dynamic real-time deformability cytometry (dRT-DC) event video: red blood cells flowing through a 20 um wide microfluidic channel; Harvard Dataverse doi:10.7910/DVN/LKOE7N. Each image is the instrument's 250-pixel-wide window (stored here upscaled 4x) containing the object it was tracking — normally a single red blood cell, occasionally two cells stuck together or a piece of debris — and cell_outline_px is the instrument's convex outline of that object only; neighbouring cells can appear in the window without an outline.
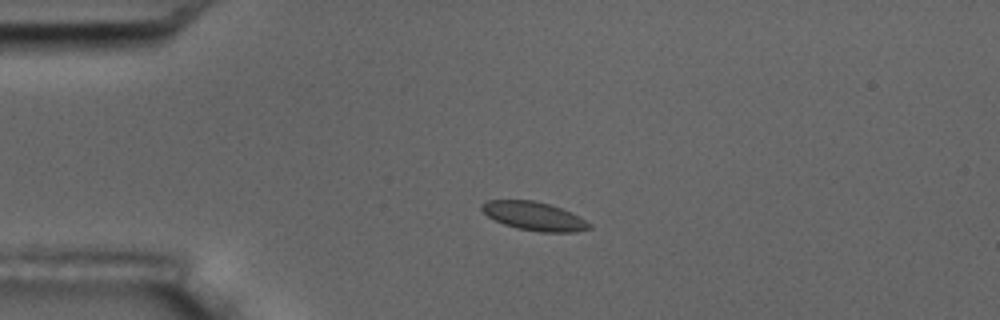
{"species": "common noctule bat (a hibernating species)", "species_latin": "Nyctalus noctula", "temperature_condition": "room temperature", "stored_images_in_passage": 4, "camera_frame_rate_fps": 3000, "um_per_image_px": 0.085, "animal": {"sex": "male", "body_mass_g": 17.5, "forearm_length_mm": 52.3}, "frame": {"image": 1, "passage_image": 3, "time_ms": 3.333, "image_size_px": [1000, 320], "cell_outline_px": [[592, 228], [576, 232], [540, 232], [516, 228], [504, 224], [488, 216], [480, 208], [480, 204], [488, 200], [532, 200], [548, 204], [560, 208], [592, 224]], "centroid_in_image_um": [45.37, 18.38], "position_along_channel_um": 39.6, "area_um2": 17.69}}